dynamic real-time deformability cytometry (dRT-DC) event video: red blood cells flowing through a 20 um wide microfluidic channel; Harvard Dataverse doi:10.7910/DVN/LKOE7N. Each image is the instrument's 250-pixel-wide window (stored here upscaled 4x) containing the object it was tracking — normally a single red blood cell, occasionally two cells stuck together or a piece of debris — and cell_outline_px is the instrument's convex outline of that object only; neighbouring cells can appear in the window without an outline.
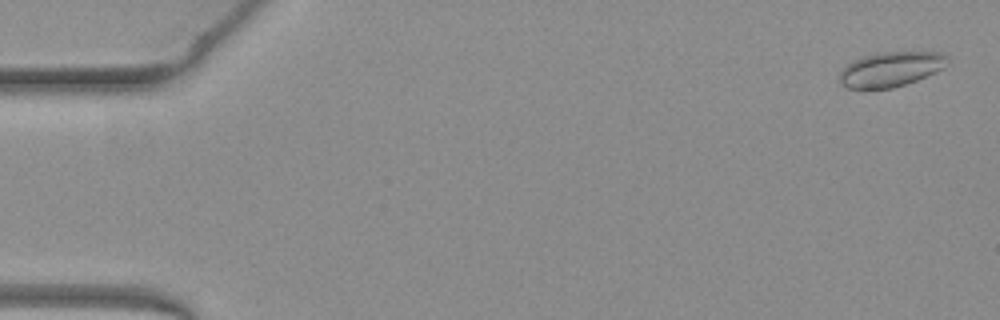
{"species": "common noctule bat (a hibernating species)", "species_latin": "Nyctalus noctula", "temperature_condition": "warm", "stored_images_in_passage": 50, "camera_frame_rate_fps": 3000, "um_per_image_px": 0.085, "animal": {"sex": "female", "body_mass_g": 19.3, "forearm_length_mm": 54.1}, "frame": {"image": 1, "passage_image": 2, "time_ms": 0.333, "image_size_px": [1000, 320], "cell_outline_px": [[948, 56], [944, 68], [936, 72], [916, 80], [892, 88], [848, 88], [840, 84], [840, 72], [848, 64], [864, 56], [876, 52], [940, 52]], "centroid_in_image_um": [75.73, 5.87], "position_along_channel_um": 9.3, "area_um2": 21.62}}
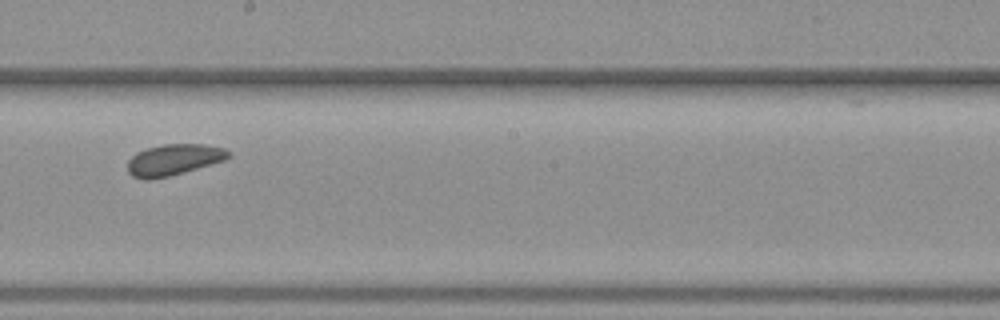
{"frame": {"image": 2, "passage_image": 30, "time_ms": 9.667, "image_size_px": [1000, 320], "cell_outline_px": [[232, 156], [224, 160], [168, 176], [148, 180], [144, 180], [132, 176], [128, 172], [128, 160], [136, 152], [148, 148], [164, 144], [204, 144], [224, 148], [232, 152]], "centroid_in_image_um": [14.76, 13.57], "position_along_channel_um": 233.4, "area_um2": 18.21}}
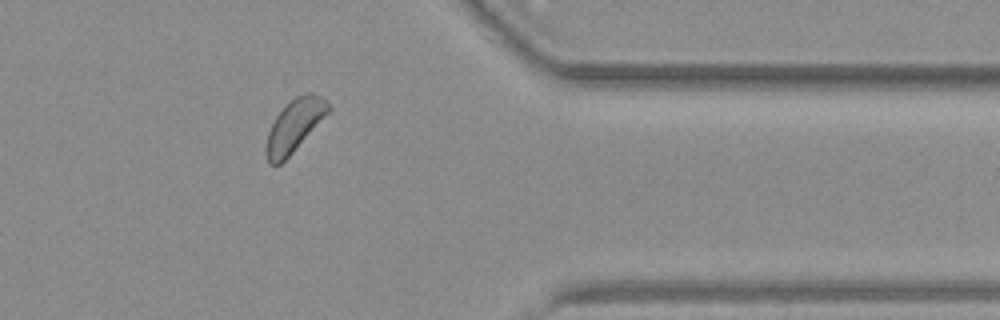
{"frame": {"image": 3, "passage_image": 43, "time_ms": 14.0, "image_size_px": [1000, 320], "cell_outline_px": [[332, 108], [292, 152], [280, 164], [268, 164], [264, 152], [264, 148], [268, 132], [276, 116], [296, 96], [308, 92], [312, 92], [328, 100]], "centroid_in_image_um": [25.01, 10.68], "position_along_channel_um": 386.4, "area_um2": 18.61}}